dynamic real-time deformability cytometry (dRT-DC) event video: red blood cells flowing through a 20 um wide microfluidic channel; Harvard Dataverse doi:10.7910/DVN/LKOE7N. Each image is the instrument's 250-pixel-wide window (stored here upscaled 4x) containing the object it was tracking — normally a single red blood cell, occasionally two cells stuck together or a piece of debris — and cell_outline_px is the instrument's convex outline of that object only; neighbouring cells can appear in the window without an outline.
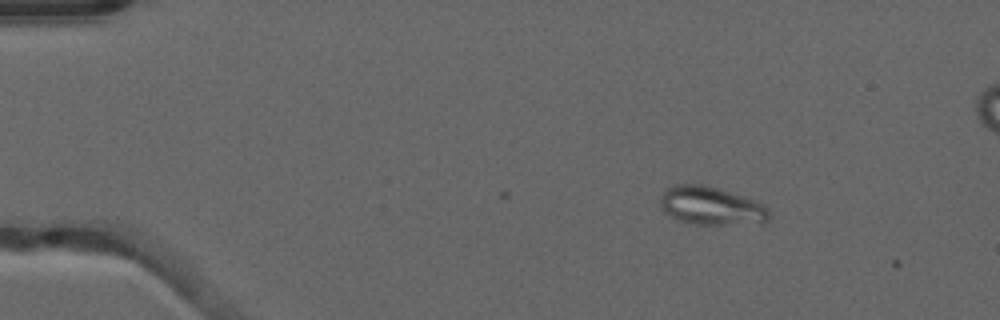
{"species": "common noctule bat (a hibernating species)", "species_latin": "Nyctalus noctula", "temperature_condition": "warm", "stored_images_in_passage": 4, "camera_frame_rate_fps": 3000, "um_per_image_px": 0.085, "animal": {"sex": "male", "forearm_length_mm": 52.5}, "frame": {"image": 1, "passage_image": 4, "time_ms": 1.0, "image_size_px": [1000, 320], "cell_outline_px": [[772, 216], [764, 224], [696, 224], [680, 220], [668, 216], [660, 208], [660, 200], [664, 188], [672, 184], [704, 184], [764, 204], [768, 208]], "centroid_in_image_um": [60.44, 17.51], "position_along_channel_um": 24.6, "area_um2": 24.51}}